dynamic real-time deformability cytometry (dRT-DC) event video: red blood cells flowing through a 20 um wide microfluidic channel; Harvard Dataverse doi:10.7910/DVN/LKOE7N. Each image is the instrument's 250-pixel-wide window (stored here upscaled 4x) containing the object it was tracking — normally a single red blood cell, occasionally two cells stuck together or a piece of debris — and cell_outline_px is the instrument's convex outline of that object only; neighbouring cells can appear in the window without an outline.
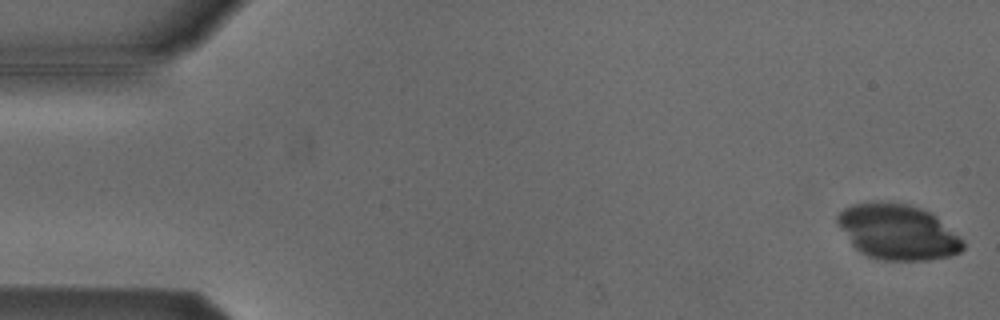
{"species": "Egyptian fruit bat (a non-hibernating species)", "species_latin": "Rousettus aegyptiacus", "temperature_condition": "cold", "stored_images_in_passage": 6, "camera_frame_rate_fps": 3000, "um_per_image_px": 0.085, "animal": {"sex": "male"}, "frame": {"image": 1, "passage_image": 1, "time_ms": 0.0, "image_size_px": [1000, 320], "cell_outline_px": [[964, 248], [960, 252], [948, 256], [928, 260], [884, 260], [868, 256], [860, 252], [852, 244], [836, 220], [836, 216], [844, 208], [852, 204], [872, 200], [908, 204], [920, 208], [936, 216], [964, 240]], "centroid_in_image_um": [76.31, 19.7], "position_along_channel_um": 8.7, "area_um2": 40.46}}